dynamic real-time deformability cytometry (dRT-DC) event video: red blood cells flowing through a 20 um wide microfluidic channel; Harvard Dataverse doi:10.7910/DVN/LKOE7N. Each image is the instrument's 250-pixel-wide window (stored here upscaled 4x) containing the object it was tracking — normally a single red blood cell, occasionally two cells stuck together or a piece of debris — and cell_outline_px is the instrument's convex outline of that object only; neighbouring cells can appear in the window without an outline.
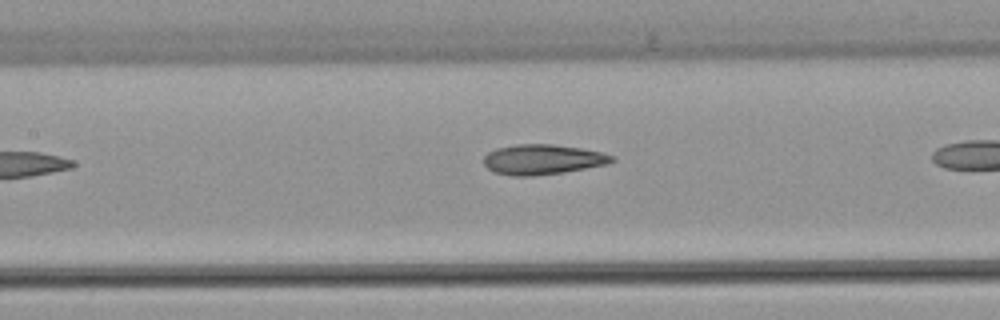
{"species": "common noctule bat (a hibernating species)", "species_latin": "Nyctalus noctula", "temperature_condition": "warm", "stored_images_in_passage": 9, "camera_frame_rate_fps": 3000, "um_per_image_px": 0.085, "animal": {"sex": "female", "body_mass_g": 22.7, "forearm_length_mm": 54.2}, "frame": {"image": 1, "passage_image": 8, "time_ms": 2.333, "image_size_px": [1000, 320], "cell_outline_px": [[616, 160], [608, 164], [564, 172], [532, 176], [512, 176], [492, 172], [484, 164], [484, 156], [488, 152], [496, 148], [516, 144], [552, 144], [580, 148], [600, 152], [616, 156]], "centroid_in_image_um": [46.12, 13.56], "position_along_channel_um": 161.3, "area_um2": 22.6}}